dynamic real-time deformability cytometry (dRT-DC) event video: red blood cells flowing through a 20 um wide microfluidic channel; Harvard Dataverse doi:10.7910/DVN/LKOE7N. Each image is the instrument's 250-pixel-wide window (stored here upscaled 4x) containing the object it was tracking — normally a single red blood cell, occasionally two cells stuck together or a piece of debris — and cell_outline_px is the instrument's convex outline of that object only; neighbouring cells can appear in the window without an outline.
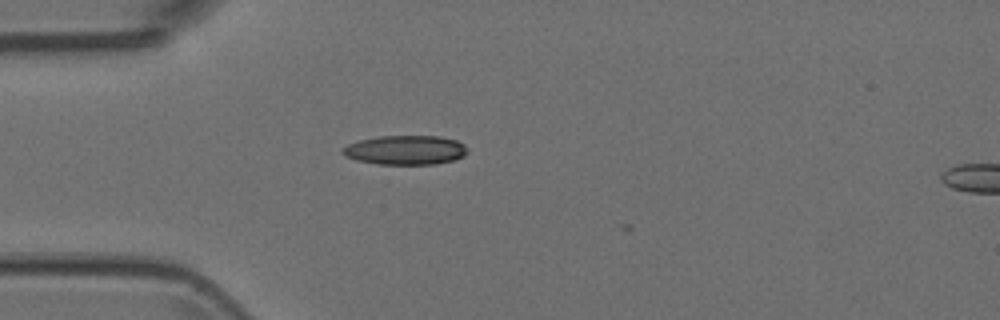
{"species": "Egyptian fruit bat (a non-hibernating species)", "species_latin": "Rousettus aegyptiacus", "temperature_condition": "room temperature", "stored_images_in_passage": 2, "camera_frame_rate_fps": 3000, "um_per_image_px": 0.085, "animal": {"sex": "female"}, "frame": {"image": 1, "passage_image": 1, "time_ms": 0.0, "image_size_px": [1000, 320], "cell_outline_px": [[468, 152], [464, 156], [456, 160], [436, 164], [380, 164], [356, 160], [344, 156], [340, 152], [348, 144], [360, 140], [380, 136], [440, 136], [456, 140], [464, 144], [468, 148]], "centroid_in_image_um": [34.5, 12.76], "position_along_channel_um": 50.5, "area_um2": 21.44}}